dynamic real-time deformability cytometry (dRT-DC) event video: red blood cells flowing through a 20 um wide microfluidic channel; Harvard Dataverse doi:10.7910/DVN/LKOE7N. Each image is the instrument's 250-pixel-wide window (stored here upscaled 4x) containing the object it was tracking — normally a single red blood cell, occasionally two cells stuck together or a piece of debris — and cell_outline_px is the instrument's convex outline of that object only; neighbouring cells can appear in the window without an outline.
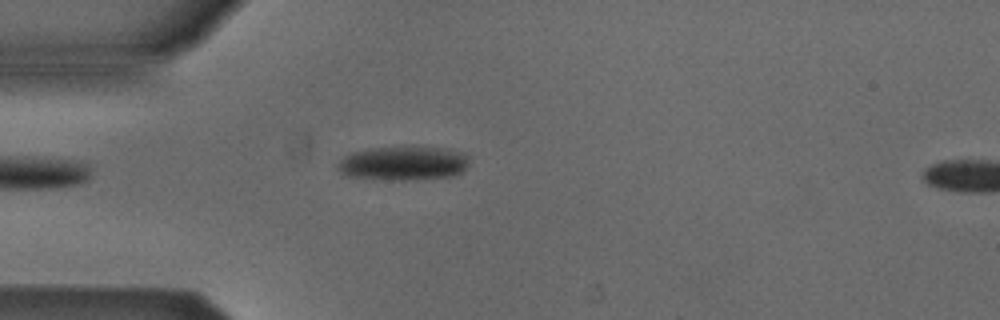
{"species": "Egyptian fruit bat (a non-hibernating species)", "species_latin": "Rousettus aegyptiacus", "temperature_condition": "cold", "stored_images_in_passage": 2, "camera_frame_rate_fps": 3000, "um_per_image_px": 0.085, "animal": {"sex": "male"}, "frame": {"image": 1, "passage_image": 2, "time_ms": 0.333, "image_size_px": [1000, 320], "cell_outline_px": [[468, 164], [460, 172], [452, 176], [416, 180], [372, 180], [344, 176], [336, 168], [336, 164], [344, 156], [352, 152], [376, 148], [440, 148], [460, 152], [468, 156]], "centroid_in_image_um": [34.19, 13.92], "position_along_channel_um": 50.8, "area_um2": 26.07}}